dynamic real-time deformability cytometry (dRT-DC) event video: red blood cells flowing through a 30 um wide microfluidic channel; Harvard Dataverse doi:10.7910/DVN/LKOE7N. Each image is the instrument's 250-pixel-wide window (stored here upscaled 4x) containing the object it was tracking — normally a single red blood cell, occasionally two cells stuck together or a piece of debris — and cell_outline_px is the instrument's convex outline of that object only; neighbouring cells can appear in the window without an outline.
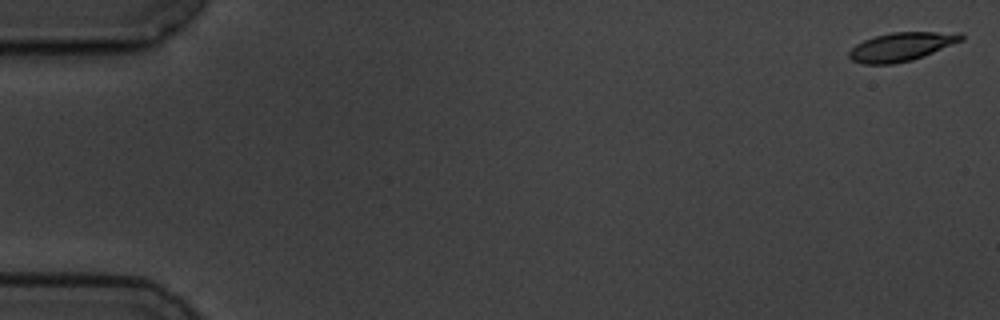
{"species": "common noctule bat (a hibernating species)", "species_latin": "Nyctalus noctula", "temperature_condition": "cold", "stored_images_in_passage": 5, "camera_frame_rate_fps": 3000, "um_per_image_px": 0.085, "animal": {"sex": "male", "body_mass_g": 19.5, "forearm_length_mm": 54.6}, "frame": {"image": 1, "passage_image": 1, "time_ms": 0.0, "image_size_px": [1000, 320], "cell_outline_px": [[964, 40], [924, 56], [912, 60], [892, 64], [864, 64], [852, 60], [848, 56], [848, 52], [856, 44], [864, 40], [876, 36], [892, 32], [960, 32], [964, 36]], "centroid_in_image_um": [76.64, 3.97], "position_along_channel_um": 8.4, "area_um2": 18.73}}
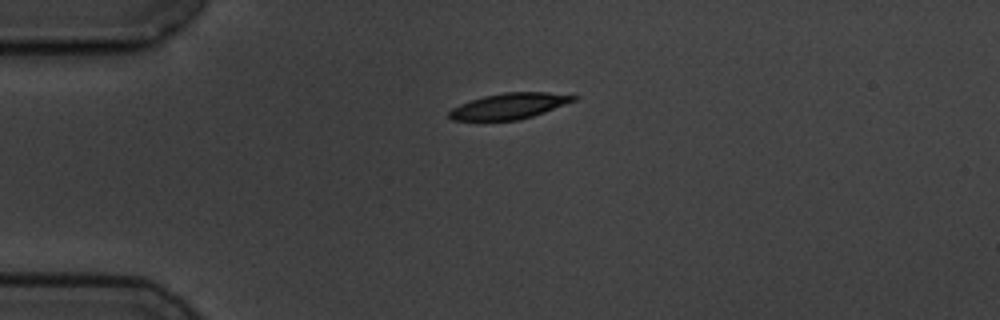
{"frame": {"image": 2, "passage_image": 4, "time_ms": 4.333, "image_size_px": [1000, 320], "cell_outline_px": [[580, 96], [576, 100], [544, 112], [520, 120], [452, 120], [448, 116], [448, 112], [452, 108], [460, 104], [484, 96], [504, 92], [548, 92]], "centroid_in_image_um": [43.3, 9.01], "position_along_channel_um": 41.7, "area_um2": 18.61}}